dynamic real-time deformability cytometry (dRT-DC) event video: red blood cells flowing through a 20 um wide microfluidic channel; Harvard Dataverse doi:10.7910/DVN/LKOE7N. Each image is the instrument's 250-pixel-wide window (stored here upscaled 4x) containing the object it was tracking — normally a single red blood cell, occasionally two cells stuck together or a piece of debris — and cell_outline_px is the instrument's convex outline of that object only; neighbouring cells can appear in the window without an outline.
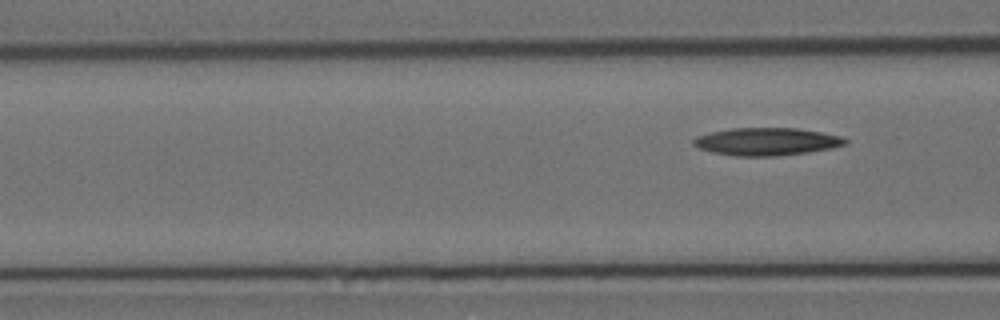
{"species": "Egyptian fruit bat (a non-hibernating species)", "species_latin": "Rousettus aegyptiacus", "temperature_condition": "cold", "stored_images_in_passage": 6, "segment_of_instrument_passage": [2, 2], "camera_frame_rate_fps": 3000, "um_per_image_px": 0.085, "animal": {"sex": "female"}, "frame": {"image": 1, "passage_image": 6, "time_ms": 7.0, "image_size_px": [1000, 320], "cell_outline_px": [[848, 144], [832, 148], [808, 152], [776, 156], [736, 156], [712, 152], [700, 148], [692, 144], [692, 140], [696, 136], [712, 132], [732, 128], [796, 128], [820, 132], [840, 136], [848, 140]], "centroid_in_image_um": [65.17, 12.04], "position_along_channel_um": 101.4, "area_um2": 24.39}}